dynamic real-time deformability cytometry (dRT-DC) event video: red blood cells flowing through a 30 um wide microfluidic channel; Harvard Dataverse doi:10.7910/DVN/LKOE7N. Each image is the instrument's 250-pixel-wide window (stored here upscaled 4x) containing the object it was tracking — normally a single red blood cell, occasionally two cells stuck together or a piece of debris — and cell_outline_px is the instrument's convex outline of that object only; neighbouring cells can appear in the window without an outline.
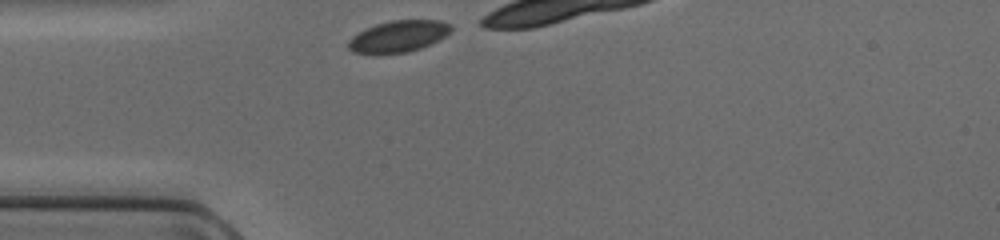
{"species": "common noctule bat (a hibernating species)", "species_latin": "Nyctalus noctula", "temperature_condition": "cold", "stored_images_in_passage": 6, "camera_frame_rate_fps": 3000, "um_per_image_px": 0.085, "animal": {"sex": "female", "body_mass_g": 17.0, "forearm_length_mm": 48.0}, "frame": {"image": 1, "passage_image": 1, "time_ms": 0.0, "image_size_px": [1000, 240], "cell_outline_px": [[452, 28], [444, 36], [420, 48], [408, 52], [376, 56], [352, 52], [348, 48], [348, 40], [352, 36], [364, 28], [376, 24], [392, 20], [440, 20], [452, 24]], "centroid_in_image_um": [33.78, 3.11], "position_along_channel_um": 51.2, "area_um2": 19.25}}
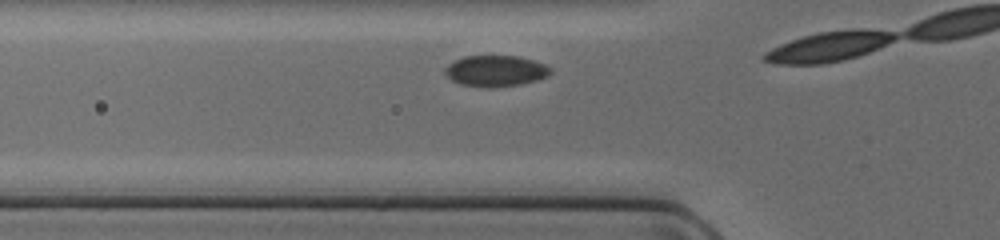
{"frame": {"image": 2, "passage_image": 4, "time_ms": 1.0, "image_size_px": [1000, 240], "cell_outline_px": [[552, 72], [548, 76], [536, 80], [520, 84], [460, 84], [452, 80], [444, 72], [444, 68], [452, 60], [464, 56], [516, 56], [532, 60], [544, 64], [552, 68]], "centroid_in_image_um": [42.13, 5.97], "position_along_channel_um": 83.7, "area_um2": 18.26}}